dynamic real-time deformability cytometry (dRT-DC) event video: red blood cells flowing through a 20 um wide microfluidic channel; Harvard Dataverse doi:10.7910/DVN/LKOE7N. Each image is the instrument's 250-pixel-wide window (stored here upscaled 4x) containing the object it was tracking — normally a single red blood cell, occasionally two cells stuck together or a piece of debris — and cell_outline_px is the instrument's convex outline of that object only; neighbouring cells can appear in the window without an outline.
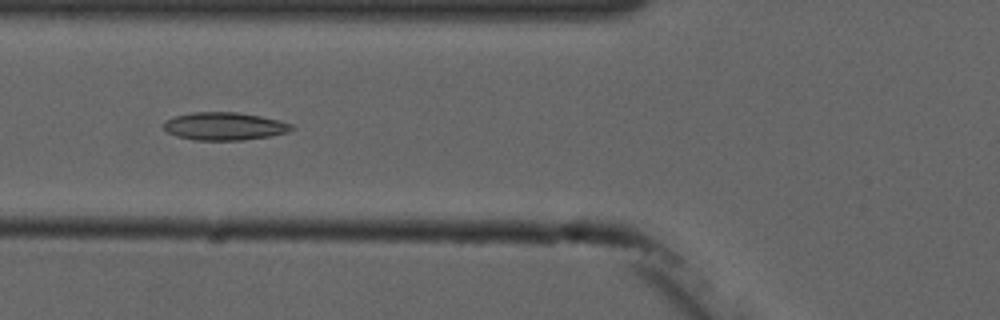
{"species": "common noctule bat (a hibernating species)", "species_latin": "Nyctalus noctula", "temperature_condition": "cold", "stored_images_in_passage": 5, "camera_frame_rate_fps": 3000, "um_per_image_px": 0.085, "animal": {"sex": "male", "forearm_length_mm": 52.5}, "frame": {"image": 1, "passage_image": 3, "time_ms": 2.333, "image_size_px": [1000, 320], "cell_outline_px": [[296, 128], [288, 132], [268, 136], [244, 140], [196, 140], [176, 136], [168, 132], [164, 128], [164, 124], [168, 120], [176, 116], [192, 112], [236, 112], [260, 116], [280, 120], [292, 124]], "centroid_in_image_um": [19.12, 10.73], "position_along_channel_um": 106.7, "area_um2": 20.63}}
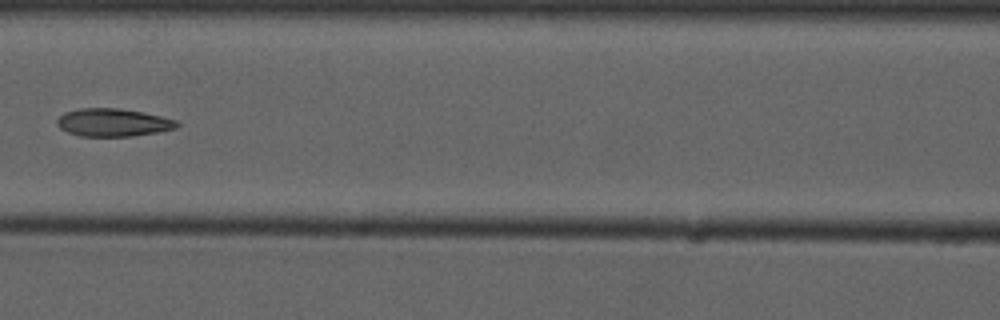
{"frame": {"image": 2, "passage_image": 4, "time_ms": 3.667, "image_size_px": [1000, 320], "cell_outline_px": [[180, 124], [176, 128], [156, 132], [132, 136], [80, 136], [68, 132], [60, 128], [56, 124], [56, 120], [64, 112], [80, 108], [120, 108], [160, 116], [176, 120]], "centroid_in_image_um": [9.58, 10.41], "position_along_channel_um": 157.0, "area_um2": 19.36}}
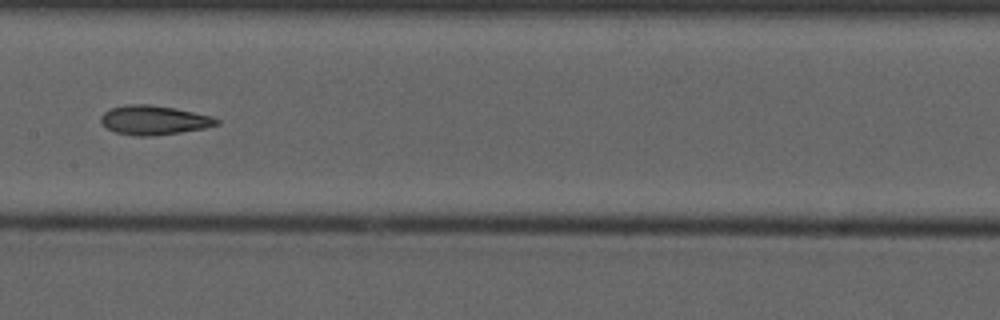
{"frame": {"image": 3, "passage_image": 5, "time_ms": 4.667, "image_size_px": [1000, 320], "cell_outline_px": [[220, 124], [204, 128], [180, 132], [152, 136], [136, 136], [116, 132], [108, 128], [100, 120], [100, 116], [104, 112], [112, 108], [124, 104], [148, 104], [172, 108], [212, 116], [220, 120]], "centroid_in_image_um": [13.08, 10.21], "position_along_channel_um": 194.3, "area_um2": 19.54}}